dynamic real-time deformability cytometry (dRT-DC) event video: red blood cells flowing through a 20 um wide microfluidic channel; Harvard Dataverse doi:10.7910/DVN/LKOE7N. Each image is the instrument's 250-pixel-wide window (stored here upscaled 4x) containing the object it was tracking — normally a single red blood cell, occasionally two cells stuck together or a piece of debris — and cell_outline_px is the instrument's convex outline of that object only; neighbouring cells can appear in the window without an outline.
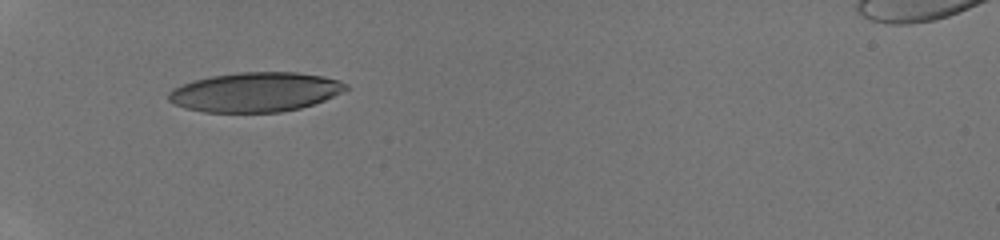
{"species": "human", "species_latin": "Homo sapiens", "temperature_condition": "room temperature", "stored_images_in_passage": 30, "camera_frame_rate_fps": 3000, "um_per_image_px": 0.085, "donor": {"sex": "male"}, "frame": {"image": 1, "passage_image": 1, "time_ms": 0.0, "image_size_px": [1000, 240], "cell_outline_px": [[348, 88], [324, 100], [300, 108], [280, 112], [204, 112], [184, 108], [168, 100], [168, 92], [172, 88], [196, 80], [212, 76], [236, 72], [296, 72], [324, 76], [340, 80], [348, 84]], "centroid_in_image_um": [21.7, 7.82], "position_along_channel_um": 63.3, "area_um2": 40.69}}
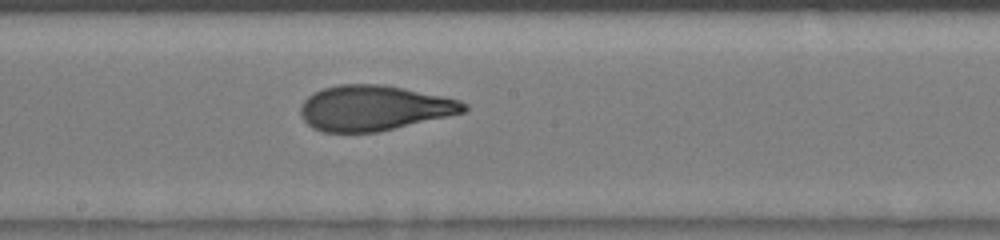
{"frame": {"image": 2, "passage_image": 12, "time_ms": 3.667, "image_size_px": [1000, 240], "cell_outline_px": [[468, 108], [464, 112], [448, 116], [376, 132], [324, 132], [312, 128], [304, 120], [300, 112], [300, 108], [304, 100], [308, 96], [324, 88], [340, 84], [380, 84], [404, 88], [444, 96], [460, 100], [468, 104]], "centroid_in_image_um": [31.79, 9.17], "position_along_channel_um": 216.4, "area_um2": 42.83}}
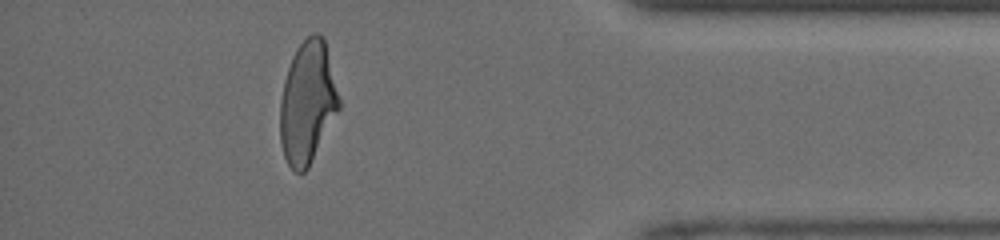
{"frame": {"image": 3, "passage_image": 26, "time_ms": 8.333, "image_size_px": [1000, 240], "cell_outline_px": [[340, 108], [308, 168], [304, 172], [296, 172], [288, 164], [284, 156], [280, 140], [280, 100], [284, 80], [292, 56], [296, 48], [312, 32], [316, 32], [324, 36], [340, 100]], "centroid_in_image_um": [26.14, 8.69], "position_along_channel_um": 409.1, "area_um2": 41.96}}